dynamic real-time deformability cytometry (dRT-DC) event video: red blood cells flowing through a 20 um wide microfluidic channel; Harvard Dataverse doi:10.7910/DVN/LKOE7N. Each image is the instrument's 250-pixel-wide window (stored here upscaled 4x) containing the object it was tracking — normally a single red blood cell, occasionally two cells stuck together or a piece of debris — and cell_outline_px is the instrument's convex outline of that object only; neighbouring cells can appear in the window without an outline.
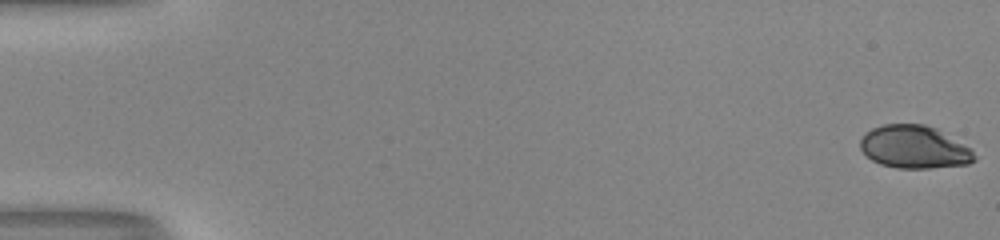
{"species": "human", "species_latin": "Homo sapiens", "temperature_condition": "room temperature", "stored_images_in_passage": 18, "camera_frame_rate_fps": 3000, "um_per_image_px": 0.085, "donor": {"sex": "male"}, "frame": {"image": 1, "passage_image": 1, "time_ms": 0.0, "image_size_px": [1000, 240], "cell_outline_px": [[976, 160], [968, 164], [932, 168], [896, 168], [880, 164], [872, 160], [860, 148], [860, 140], [872, 128], [884, 124], [924, 124], [936, 128], [972, 148], [976, 156]], "centroid_in_image_um": [77.75, 12.5], "position_along_channel_um": 7.2, "area_um2": 28.55}}
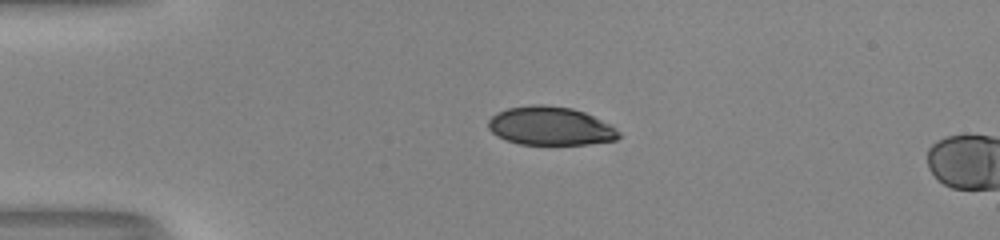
{"frame": {"image": 2, "passage_image": 14, "time_ms": 4.333, "image_size_px": [1000, 240], "cell_outline_px": [[620, 136], [616, 140], [588, 144], [520, 144], [496, 136], [488, 128], [488, 120], [496, 112], [508, 108], [532, 104], [544, 104], [572, 108], [584, 112], [616, 128], [620, 132]], "centroid_in_image_um": [46.76, 10.7], "position_along_channel_um": 38.2, "area_um2": 29.25}}